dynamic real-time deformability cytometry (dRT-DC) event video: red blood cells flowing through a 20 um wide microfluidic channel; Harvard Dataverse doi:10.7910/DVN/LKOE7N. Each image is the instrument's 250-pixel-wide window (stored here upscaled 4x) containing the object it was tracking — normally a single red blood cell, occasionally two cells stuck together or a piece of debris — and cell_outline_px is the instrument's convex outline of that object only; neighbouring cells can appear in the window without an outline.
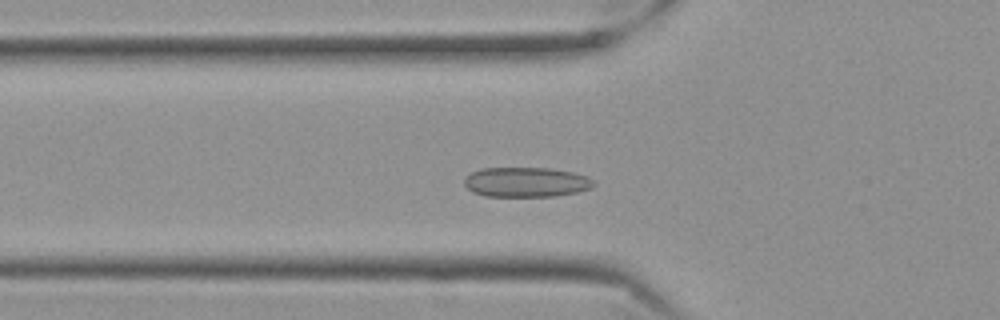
{"species": "Egyptian fruit bat (a non-hibernating species)", "species_latin": "Rousettus aegyptiacus", "temperature_condition": "cold", "stored_images_in_passage": 39, "camera_frame_rate_fps": 3000, "um_per_image_px": 0.085, "frame": {"image": 1, "passage_image": 13, "time_ms": 4.0, "image_size_px": [1000, 320], "cell_outline_px": [[596, 184], [592, 188], [576, 192], [552, 196], [484, 196], [472, 192], [464, 184], [464, 176], [480, 168], [548, 168], [572, 172], [588, 176]], "centroid_in_image_um": [44.7, 15.48], "position_along_channel_um": 81.1, "area_um2": 22.54}}
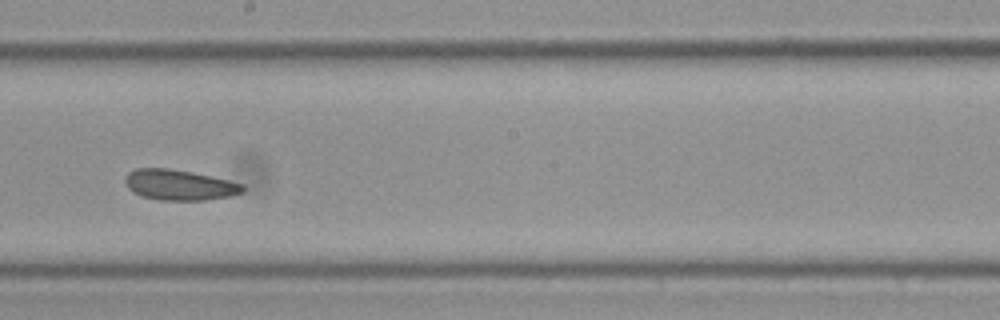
{"frame": {"image": 2, "passage_image": 26, "time_ms": 8.333, "image_size_px": [1000, 320], "cell_outline_px": [[244, 192], [232, 196], [204, 200], [160, 200], [140, 196], [128, 188], [128, 172], [136, 168], [168, 168], [192, 172], [228, 180], [244, 184]], "centroid_in_image_um": [15.3, 15.72], "position_along_channel_um": 232.9, "area_um2": 20.75}}
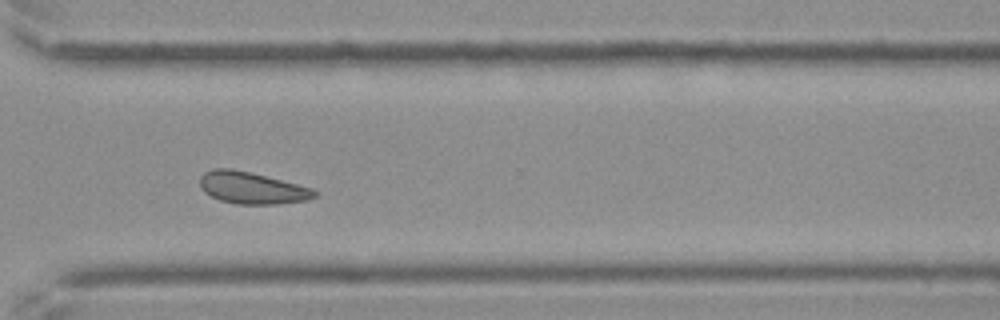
{"frame": {"image": 3, "passage_image": 36, "time_ms": 11.667, "image_size_px": [1000, 320], "cell_outline_px": [[316, 196], [308, 200], [276, 204], [236, 204], [220, 200], [204, 192], [200, 188], [200, 176], [204, 172], [212, 168], [232, 168], [312, 188], [316, 192]], "centroid_in_image_um": [21.36, 15.97], "position_along_channel_um": 349.2, "area_um2": 21.1}}